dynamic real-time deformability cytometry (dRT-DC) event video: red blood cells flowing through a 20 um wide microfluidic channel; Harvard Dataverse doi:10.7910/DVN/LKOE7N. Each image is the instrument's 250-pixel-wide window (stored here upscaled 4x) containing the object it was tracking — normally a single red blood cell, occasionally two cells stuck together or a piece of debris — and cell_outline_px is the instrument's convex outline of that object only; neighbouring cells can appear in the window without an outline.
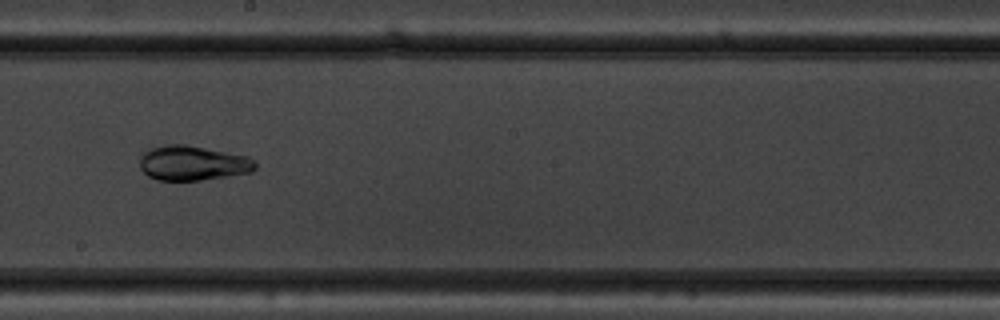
{"species": "common noctule bat (a hibernating species)", "species_latin": "Nyctalus noctula", "temperature_condition": "warm", "stored_images_in_passage": 54, "camera_frame_rate_fps": 3000, "um_per_image_px": 0.085, "animal": {"sex": "male", "body_mass_g": 19.5, "forearm_length_mm": 54.6}, "frame": {"image": 1, "passage_image": 31, "time_ms": 10.0, "image_size_px": [1000, 320], "cell_outline_px": [[256, 168], [252, 172], [200, 180], [156, 180], [148, 176], [140, 168], [140, 156], [144, 152], [152, 148], [168, 144], [188, 144], [248, 156], [256, 160]], "centroid_in_image_um": [16.4, 13.85], "position_along_channel_um": 231.8, "area_um2": 23.52}}